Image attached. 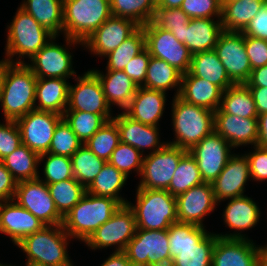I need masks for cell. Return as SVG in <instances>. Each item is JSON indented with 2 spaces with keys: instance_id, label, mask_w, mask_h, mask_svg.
<instances>
[{
  "instance_id": "cell-1",
  "label": "cell",
  "mask_w": 267,
  "mask_h": 266,
  "mask_svg": "<svg viewBox=\"0 0 267 266\" xmlns=\"http://www.w3.org/2000/svg\"><path fill=\"white\" fill-rule=\"evenodd\" d=\"M36 84L37 77L21 59L8 66L0 94L5 120H17L35 109Z\"/></svg>"
},
{
  "instance_id": "cell-2",
  "label": "cell",
  "mask_w": 267,
  "mask_h": 266,
  "mask_svg": "<svg viewBox=\"0 0 267 266\" xmlns=\"http://www.w3.org/2000/svg\"><path fill=\"white\" fill-rule=\"evenodd\" d=\"M110 0H63L67 45L83 43L111 16Z\"/></svg>"
},
{
  "instance_id": "cell-3",
  "label": "cell",
  "mask_w": 267,
  "mask_h": 266,
  "mask_svg": "<svg viewBox=\"0 0 267 266\" xmlns=\"http://www.w3.org/2000/svg\"><path fill=\"white\" fill-rule=\"evenodd\" d=\"M121 204L110 197L86 192L81 200L63 217L62 226L71 237L86 241L111 218Z\"/></svg>"
},
{
  "instance_id": "cell-4",
  "label": "cell",
  "mask_w": 267,
  "mask_h": 266,
  "mask_svg": "<svg viewBox=\"0 0 267 266\" xmlns=\"http://www.w3.org/2000/svg\"><path fill=\"white\" fill-rule=\"evenodd\" d=\"M172 105L176 141L168 144L189 151L215 130L213 111L187 103L179 96L174 97Z\"/></svg>"
},
{
  "instance_id": "cell-5",
  "label": "cell",
  "mask_w": 267,
  "mask_h": 266,
  "mask_svg": "<svg viewBox=\"0 0 267 266\" xmlns=\"http://www.w3.org/2000/svg\"><path fill=\"white\" fill-rule=\"evenodd\" d=\"M136 205L127 204L133 210L137 229L168 230L178 222L176 197L167 190L137 189Z\"/></svg>"
},
{
  "instance_id": "cell-6",
  "label": "cell",
  "mask_w": 267,
  "mask_h": 266,
  "mask_svg": "<svg viewBox=\"0 0 267 266\" xmlns=\"http://www.w3.org/2000/svg\"><path fill=\"white\" fill-rule=\"evenodd\" d=\"M12 21L6 43V56L10 63H15L11 59L16 54L31 59L51 39L56 38L21 7Z\"/></svg>"
},
{
  "instance_id": "cell-7",
  "label": "cell",
  "mask_w": 267,
  "mask_h": 266,
  "mask_svg": "<svg viewBox=\"0 0 267 266\" xmlns=\"http://www.w3.org/2000/svg\"><path fill=\"white\" fill-rule=\"evenodd\" d=\"M71 238L62 224L45 226L25 237L17 246L27 254V261L46 266L64 264L68 259L67 239Z\"/></svg>"
},
{
  "instance_id": "cell-8",
  "label": "cell",
  "mask_w": 267,
  "mask_h": 266,
  "mask_svg": "<svg viewBox=\"0 0 267 266\" xmlns=\"http://www.w3.org/2000/svg\"><path fill=\"white\" fill-rule=\"evenodd\" d=\"M132 266H170L167 230L136 229L125 250Z\"/></svg>"
},
{
  "instance_id": "cell-9",
  "label": "cell",
  "mask_w": 267,
  "mask_h": 266,
  "mask_svg": "<svg viewBox=\"0 0 267 266\" xmlns=\"http://www.w3.org/2000/svg\"><path fill=\"white\" fill-rule=\"evenodd\" d=\"M186 152L187 150L167 142L162 149L143 157L140 174L142 181H140L138 189L168 190L180 158Z\"/></svg>"
},
{
  "instance_id": "cell-10",
  "label": "cell",
  "mask_w": 267,
  "mask_h": 266,
  "mask_svg": "<svg viewBox=\"0 0 267 266\" xmlns=\"http://www.w3.org/2000/svg\"><path fill=\"white\" fill-rule=\"evenodd\" d=\"M145 47L150 56L166 61L182 74L189 72L192 53L174 35L152 21L143 25Z\"/></svg>"
},
{
  "instance_id": "cell-11",
  "label": "cell",
  "mask_w": 267,
  "mask_h": 266,
  "mask_svg": "<svg viewBox=\"0 0 267 266\" xmlns=\"http://www.w3.org/2000/svg\"><path fill=\"white\" fill-rule=\"evenodd\" d=\"M136 229L133 210L128 204L121 205L111 218L102 224L85 243L92 249L116 245L115 251H124L129 241L135 236Z\"/></svg>"
},
{
  "instance_id": "cell-12",
  "label": "cell",
  "mask_w": 267,
  "mask_h": 266,
  "mask_svg": "<svg viewBox=\"0 0 267 266\" xmlns=\"http://www.w3.org/2000/svg\"><path fill=\"white\" fill-rule=\"evenodd\" d=\"M14 201L31 212L46 226L63 223V217L56 209L48 185L39 179L18 182Z\"/></svg>"
},
{
  "instance_id": "cell-13",
  "label": "cell",
  "mask_w": 267,
  "mask_h": 266,
  "mask_svg": "<svg viewBox=\"0 0 267 266\" xmlns=\"http://www.w3.org/2000/svg\"><path fill=\"white\" fill-rule=\"evenodd\" d=\"M62 119V115L36 109L18 118L15 121L22 144L39 155L48 153L55 128Z\"/></svg>"
},
{
  "instance_id": "cell-14",
  "label": "cell",
  "mask_w": 267,
  "mask_h": 266,
  "mask_svg": "<svg viewBox=\"0 0 267 266\" xmlns=\"http://www.w3.org/2000/svg\"><path fill=\"white\" fill-rule=\"evenodd\" d=\"M214 51L234 84H245L248 81L252 68L242 32L224 30L219 36Z\"/></svg>"
},
{
  "instance_id": "cell-15",
  "label": "cell",
  "mask_w": 267,
  "mask_h": 266,
  "mask_svg": "<svg viewBox=\"0 0 267 266\" xmlns=\"http://www.w3.org/2000/svg\"><path fill=\"white\" fill-rule=\"evenodd\" d=\"M212 266H259L260 247L243 234H216Z\"/></svg>"
},
{
  "instance_id": "cell-16",
  "label": "cell",
  "mask_w": 267,
  "mask_h": 266,
  "mask_svg": "<svg viewBox=\"0 0 267 266\" xmlns=\"http://www.w3.org/2000/svg\"><path fill=\"white\" fill-rule=\"evenodd\" d=\"M76 79L77 85H69L68 109L66 111L99 114L107 121L113 119L98 77L90 70Z\"/></svg>"
},
{
  "instance_id": "cell-17",
  "label": "cell",
  "mask_w": 267,
  "mask_h": 266,
  "mask_svg": "<svg viewBox=\"0 0 267 266\" xmlns=\"http://www.w3.org/2000/svg\"><path fill=\"white\" fill-rule=\"evenodd\" d=\"M231 145L215 130L194 145L188 152L196 160L203 182L212 183L224 169Z\"/></svg>"
},
{
  "instance_id": "cell-18",
  "label": "cell",
  "mask_w": 267,
  "mask_h": 266,
  "mask_svg": "<svg viewBox=\"0 0 267 266\" xmlns=\"http://www.w3.org/2000/svg\"><path fill=\"white\" fill-rule=\"evenodd\" d=\"M140 25L135 21L111 15L82 43L95 55L106 56L131 36Z\"/></svg>"
},
{
  "instance_id": "cell-19",
  "label": "cell",
  "mask_w": 267,
  "mask_h": 266,
  "mask_svg": "<svg viewBox=\"0 0 267 266\" xmlns=\"http://www.w3.org/2000/svg\"><path fill=\"white\" fill-rule=\"evenodd\" d=\"M211 183L203 182L176 197L178 222L203 226L202 220L216 207Z\"/></svg>"
},
{
  "instance_id": "cell-20",
  "label": "cell",
  "mask_w": 267,
  "mask_h": 266,
  "mask_svg": "<svg viewBox=\"0 0 267 266\" xmlns=\"http://www.w3.org/2000/svg\"><path fill=\"white\" fill-rule=\"evenodd\" d=\"M221 19L193 18L184 28L171 30L174 37L183 43L192 54L214 50L223 32Z\"/></svg>"
},
{
  "instance_id": "cell-21",
  "label": "cell",
  "mask_w": 267,
  "mask_h": 266,
  "mask_svg": "<svg viewBox=\"0 0 267 266\" xmlns=\"http://www.w3.org/2000/svg\"><path fill=\"white\" fill-rule=\"evenodd\" d=\"M27 66L37 78H63L75 75L72 69V55L61 45L50 40L32 58Z\"/></svg>"
},
{
  "instance_id": "cell-22",
  "label": "cell",
  "mask_w": 267,
  "mask_h": 266,
  "mask_svg": "<svg viewBox=\"0 0 267 266\" xmlns=\"http://www.w3.org/2000/svg\"><path fill=\"white\" fill-rule=\"evenodd\" d=\"M45 226L14 199L0 203V232L9 235L15 245Z\"/></svg>"
},
{
  "instance_id": "cell-23",
  "label": "cell",
  "mask_w": 267,
  "mask_h": 266,
  "mask_svg": "<svg viewBox=\"0 0 267 266\" xmlns=\"http://www.w3.org/2000/svg\"><path fill=\"white\" fill-rule=\"evenodd\" d=\"M250 178L249 161L232 155L218 177L211 183L217 203L225 199L243 196L245 183Z\"/></svg>"
},
{
  "instance_id": "cell-24",
  "label": "cell",
  "mask_w": 267,
  "mask_h": 266,
  "mask_svg": "<svg viewBox=\"0 0 267 266\" xmlns=\"http://www.w3.org/2000/svg\"><path fill=\"white\" fill-rule=\"evenodd\" d=\"M215 131L231 146L253 144L258 140V118H242L227 113H214Z\"/></svg>"
},
{
  "instance_id": "cell-25",
  "label": "cell",
  "mask_w": 267,
  "mask_h": 266,
  "mask_svg": "<svg viewBox=\"0 0 267 266\" xmlns=\"http://www.w3.org/2000/svg\"><path fill=\"white\" fill-rule=\"evenodd\" d=\"M113 120L116 122L120 132V142L136 148L140 153L144 152L143 148H152L153 152H155L167 144L159 143L157 126L135 121L124 112L113 117Z\"/></svg>"
},
{
  "instance_id": "cell-26",
  "label": "cell",
  "mask_w": 267,
  "mask_h": 266,
  "mask_svg": "<svg viewBox=\"0 0 267 266\" xmlns=\"http://www.w3.org/2000/svg\"><path fill=\"white\" fill-rule=\"evenodd\" d=\"M165 92L138 87L124 113L131 119L150 126H157L165 106Z\"/></svg>"
},
{
  "instance_id": "cell-27",
  "label": "cell",
  "mask_w": 267,
  "mask_h": 266,
  "mask_svg": "<svg viewBox=\"0 0 267 266\" xmlns=\"http://www.w3.org/2000/svg\"><path fill=\"white\" fill-rule=\"evenodd\" d=\"M222 93L217 85L193 76L190 72L182 75L179 97L187 103L215 112L220 106Z\"/></svg>"
},
{
  "instance_id": "cell-28",
  "label": "cell",
  "mask_w": 267,
  "mask_h": 266,
  "mask_svg": "<svg viewBox=\"0 0 267 266\" xmlns=\"http://www.w3.org/2000/svg\"><path fill=\"white\" fill-rule=\"evenodd\" d=\"M91 71L98 77L108 105H117L125 110L138 89L136 83L124 71H107L106 75L97 70Z\"/></svg>"
},
{
  "instance_id": "cell-29",
  "label": "cell",
  "mask_w": 267,
  "mask_h": 266,
  "mask_svg": "<svg viewBox=\"0 0 267 266\" xmlns=\"http://www.w3.org/2000/svg\"><path fill=\"white\" fill-rule=\"evenodd\" d=\"M63 78H37L35 101L36 110L64 114L68 105L69 83Z\"/></svg>"
},
{
  "instance_id": "cell-30",
  "label": "cell",
  "mask_w": 267,
  "mask_h": 266,
  "mask_svg": "<svg viewBox=\"0 0 267 266\" xmlns=\"http://www.w3.org/2000/svg\"><path fill=\"white\" fill-rule=\"evenodd\" d=\"M189 72L217 85L222 91L234 85L214 50L192 54Z\"/></svg>"
},
{
  "instance_id": "cell-31",
  "label": "cell",
  "mask_w": 267,
  "mask_h": 266,
  "mask_svg": "<svg viewBox=\"0 0 267 266\" xmlns=\"http://www.w3.org/2000/svg\"><path fill=\"white\" fill-rule=\"evenodd\" d=\"M267 0H231L222 2L223 30L242 32Z\"/></svg>"
},
{
  "instance_id": "cell-32",
  "label": "cell",
  "mask_w": 267,
  "mask_h": 266,
  "mask_svg": "<svg viewBox=\"0 0 267 266\" xmlns=\"http://www.w3.org/2000/svg\"><path fill=\"white\" fill-rule=\"evenodd\" d=\"M20 7L54 37L63 31V0H24Z\"/></svg>"
},
{
  "instance_id": "cell-33",
  "label": "cell",
  "mask_w": 267,
  "mask_h": 266,
  "mask_svg": "<svg viewBox=\"0 0 267 266\" xmlns=\"http://www.w3.org/2000/svg\"><path fill=\"white\" fill-rule=\"evenodd\" d=\"M214 113H227L242 118H258L252 94L245 84H234L223 91L220 106Z\"/></svg>"
},
{
  "instance_id": "cell-34",
  "label": "cell",
  "mask_w": 267,
  "mask_h": 266,
  "mask_svg": "<svg viewBox=\"0 0 267 266\" xmlns=\"http://www.w3.org/2000/svg\"><path fill=\"white\" fill-rule=\"evenodd\" d=\"M223 216L228 227L241 231L258 223L260 210L251 198L243 195L230 200Z\"/></svg>"
},
{
  "instance_id": "cell-35",
  "label": "cell",
  "mask_w": 267,
  "mask_h": 266,
  "mask_svg": "<svg viewBox=\"0 0 267 266\" xmlns=\"http://www.w3.org/2000/svg\"><path fill=\"white\" fill-rule=\"evenodd\" d=\"M182 75L180 71L166 61L151 56L142 87L166 92L167 89L178 86L175 96H179Z\"/></svg>"
},
{
  "instance_id": "cell-36",
  "label": "cell",
  "mask_w": 267,
  "mask_h": 266,
  "mask_svg": "<svg viewBox=\"0 0 267 266\" xmlns=\"http://www.w3.org/2000/svg\"><path fill=\"white\" fill-rule=\"evenodd\" d=\"M40 155L25 145H21L14 152L1 160L6 169L17 182L35 180L39 178L37 167Z\"/></svg>"
},
{
  "instance_id": "cell-37",
  "label": "cell",
  "mask_w": 267,
  "mask_h": 266,
  "mask_svg": "<svg viewBox=\"0 0 267 266\" xmlns=\"http://www.w3.org/2000/svg\"><path fill=\"white\" fill-rule=\"evenodd\" d=\"M127 179V176L121 171L106 162L100 173L86 188V192L96 196L110 197L117 200L121 205H126L128 202L120 197L118 193Z\"/></svg>"
},
{
  "instance_id": "cell-38",
  "label": "cell",
  "mask_w": 267,
  "mask_h": 266,
  "mask_svg": "<svg viewBox=\"0 0 267 266\" xmlns=\"http://www.w3.org/2000/svg\"><path fill=\"white\" fill-rule=\"evenodd\" d=\"M113 16L128 18L143 26L153 20L157 0H110Z\"/></svg>"
},
{
  "instance_id": "cell-39",
  "label": "cell",
  "mask_w": 267,
  "mask_h": 266,
  "mask_svg": "<svg viewBox=\"0 0 267 266\" xmlns=\"http://www.w3.org/2000/svg\"><path fill=\"white\" fill-rule=\"evenodd\" d=\"M203 183L194 157L187 151L179 161L174 176L169 184L168 192L174 197L185 193L190 188Z\"/></svg>"
},
{
  "instance_id": "cell-40",
  "label": "cell",
  "mask_w": 267,
  "mask_h": 266,
  "mask_svg": "<svg viewBox=\"0 0 267 266\" xmlns=\"http://www.w3.org/2000/svg\"><path fill=\"white\" fill-rule=\"evenodd\" d=\"M48 190L54 200L56 209L62 217H65L86 193V188L74 177L48 184Z\"/></svg>"
},
{
  "instance_id": "cell-41",
  "label": "cell",
  "mask_w": 267,
  "mask_h": 266,
  "mask_svg": "<svg viewBox=\"0 0 267 266\" xmlns=\"http://www.w3.org/2000/svg\"><path fill=\"white\" fill-rule=\"evenodd\" d=\"M74 178L87 188L100 173L106 161L84 144L71 156Z\"/></svg>"
},
{
  "instance_id": "cell-42",
  "label": "cell",
  "mask_w": 267,
  "mask_h": 266,
  "mask_svg": "<svg viewBox=\"0 0 267 266\" xmlns=\"http://www.w3.org/2000/svg\"><path fill=\"white\" fill-rule=\"evenodd\" d=\"M145 35L140 26L131 36L123 41L114 51L107 54V71H123L129 61L145 49Z\"/></svg>"
},
{
  "instance_id": "cell-43",
  "label": "cell",
  "mask_w": 267,
  "mask_h": 266,
  "mask_svg": "<svg viewBox=\"0 0 267 266\" xmlns=\"http://www.w3.org/2000/svg\"><path fill=\"white\" fill-rule=\"evenodd\" d=\"M217 237L216 234L207 233L195 247L179 250L170 266H212V253Z\"/></svg>"
},
{
  "instance_id": "cell-44",
  "label": "cell",
  "mask_w": 267,
  "mask_h": 266,
  "mask_svg": "<svg viewBox=\"0 0 267 266\" xmlns=\"http://www.w3.org/2000/svg\"><path fill=\"white\" fill-rule=\"evenodd\" d=\"M171 262L181 249L195 247L207 234L204 227L190 223L176 222L167 230Z\"/></svg>"
},
{
  "instance_id": "cell-45",
  "label": "cell",
  "mask_w": 267,
  "mask_h": 266,
  "mask_svg": "<svg viewBox=\"0 0 267 266\" xmlns=\"http://www.w3.org/2000/svg\"><path fill=\"white\" fill-rule=\"evenodd\" d=\"M120 143V132L116 122L111 119L84 144L97 157L109 161L112 152Z\"/></svg>"
},
{
  "instance_id": "cell-46",
  "label": "cell",
  "mask_w": 267,
  "mask_h": 266,
  "mask_svg": "<svg viewBox=\"0 0 267 266\" xmlns=\"http://www.w3.org/2000/svg\"><path fill=\"white\" fill-rule=\"evenodd\" d=\"M63 119L85 144L107 121L102 115L82 111H65Z\"/></svg>"
},
{
  "instance_id": "cell-47",
  "label": "cell",
  "mask_w": 267,
  "mask_h": 266,
  "mask_svg": "<svg viewBox=\"0 0 267 266\" xmlns=\"http://www.w3.org/2000/svg\"><path fill=\"white\" fill-rule=\"evenodd\" d=\"M82 145L77 135L62 119L55 128L48 153L71 158Z\"/></svg>"
},
{
  "instance_id": "cell-48",
  "label": "cell",
  "mask_w": 267,
  "mask_h": 266,
  "mask_svg": "<svg viewBox=\"0 0 267 266\" xmlns=\"http://www.w3.org/2000/svg\"><path fill=\"white\" fill-rule=\"evenodd\" d=\"M46 156L47 160L43 170L45 179L41 180L39 175L38 179L40 181L48 185L74 177L71 158L52 153H44L40 155L39 161H42Z\"/></svg>"
},
{
  "instance_id": "cell-49",
  "label": "cell",
  "mask_w": 267,
  "mask_h": 266,
  "mask_svg": "<svg viewBox=\"0 0 267 266\" xmlns=\"http://www.w3.org/2000/svg\"><path fill=\"white\" fill-rule=\"evenodd\" d=\"M143 154L136 148L120 142L109 159V163L129 177L132 169H136L141 174L143 164Z\"/></svg>"
},
{
  "instance_id": "cell-50",
  "label": "cell",
  "mask_w": 267,
  "mask_h": 266,
  "mask_svg": "<svg viewBox=\"0 0 267 266\" xmlns=\"http://www.w3.org/2000/svg\"><path fill=\"white\" fill-rule=\"evenodd\" d=\"M181 9L191 18L222 16L221 0H183Z\"/></svg>"
},
{
  "instance_id": "cell-51",
  "label": "cell",
  "mask_w": 267,
  "mask_h": 266,
  "mask_svg": "<svg viewBox=\"0 0 267 266\" xmlns=\"http://www.w3.org/2000/svg\"><path fill=\"white\" fill-rule=\"evenodd\" d=\"M190 17L181 8H156L152 22L164 30L184 28Z\"/></svg>"
},
{
  "instance_id": "cell-52",
  "label": "cell",
  "mask_w": 267,
  "mask_h": 266,
  "mask_svg": "<svg viewBox=\"0 0 267 266\" xmlns=\"http://www.w3.org/2000/svg\"><path fill=\"white\" fill-rule=\"evenodd\" d=\"M0 124V161L22 145L21 135L15 120Z\"/></svg>"
},
{
  "instance_id": "cell-53",
  "label": "cell",
  "mask_w": 267,
  "mask_h": 266,
  "mask_svg": "<svg viewBox=\"0 0 267 266\" xmlns=\"http://www.w3.org/2000/svg\"><path fill=\"white\" fill-rule=\"evenodd\" d=\"M244 45L252 70L267 65V40L244 36Z\"/></svg>"
},
{
  "instance_id": "cell-54",
  "label": "cell",
  "mask_w": 267,
  "mask_h": 266,
  "mask_svg": "<svg viewBox=\"0 0 267 266\" xmlns=\"http://www.w3.org/2000/svg\"><path fill=\"white\" fill-rule=\"evenodd\" d=\"M150 57V53L145 48L142 52L132 58V60L129 61V63L123 70L136 83L138 87L143 86Z\"/></svg>"
},
{
  "instance_id": "cell-55",
  "label": "cell",
  "mask_w": 267,
  "mask_h": 266,
  "mask_svg": "<svg viewBox=\"0 0 267 266\" xmlns=\"http://www.w3.org/2000/svg\"><path fill=\"white\" fill-rule=\"evenodd\" d=\"M254 152L246 155L249 161L250 177L255 181L267 179V148L254 146Z\"/></svg>"
},
{
  "instance_id": "cell-56",
  "label": "cell",
  "mask_w": 267,
  "mask_h": 266,
  "mask_svg": "<svg viewBox=\"0 0 267 266\" xmlns=\"http://www.w3.org/2000/svg\"><path fill=\"white\" fill-rule=\"evenodd\" d=\"M242 33L244 36L267 40V1Z\"/></svg>"
},
{
  "instance_id": "cell-57",
  "label": "cell",
  "mask_w": 267,
  "mask_h": 266,
  "mask_svg": "<svg viewBox=\"0 0 267 266\" xmlns=\"http://www.w3.org/2000/svg\"><path fill=\"white\" fill-rule=\"evenodd\" d=\"M17 183L0 161V202L14 199Z\"/></svg>"
},
{
  "instance_id": "cell-58",
  "label": "cell",
  "mask_w": 267,
  "mask_h": 266,
  "mask_svg": "<svg viewBox=\"0 0 267 266\" xmlns=\"http://www.w3.org/2000/svg\"><path fill=\"white\" fill-rule=\"evenodd\" d=\"M255 102L258 115L267 112V87H248Z\"/></svg>"
},
{
  "instance_id": "cell-59",
  "label": "cell",
  "mask_w": 267,
  "mask_h": 266,
  "mask_svg": "<svg viewBox=\"0 0 267 266\" xmlns=\"http://www.w3.org/2000/svg\"><path fill=\"white\" fill-rule=\"evenodd\" d=\"M245 85L247 87H267V65L253 69Z\"/></svg>"
},
{
  "instance_id": "cell-60",
  "label": "cell",
  "mask_w": 267,
  "mask_h": 266,
  "mask_svg": "<svg viewBox=\"0 0 267 266\" xmlns=\"http://www.w3.org/2000/svg\"><path fill=\"white\" fill-rule=\"evenodd\" d=\"M101 266H132L124 251L113 252Z\"/></svg>"
},
{
  "instance_id": "cell-61",
  "label": "cell",
  "mask_w": 267,
  "mask_h": 266,
  "mask_svg": "<svg viewBox=\"0 0 267 266\" xmlns=\"http://www.w3.org/2000/svg\"><path fill=\"white\" fill-rule=\"evenodd\" d=\"M257 146L267 148V112L258 115Z\"/></svg>"
},
{
  "instance_id": "cell-62",
  "label": "cell",
  "mask_w": 267,
  "mask_h": 266,
  "mask_svg": "<svg viewBox=\"0 0 267 266\" xmlns=\"http://www.w3.org/2000/svg\"><path fill=\"white\" fill-rule=\"evenodd\" d=\"M183 0H157L156 8H181Z\"/></svg>"
},
{
  "instance_id": "cell-63",
  "label": "cell",
  "mask_w": 267,
  "mask_h": 266,
  "mask_svg": "<svg viewBox=\"0 0 267 266\" xmlns=\"http://www.w3.org/2000/svg\"><path fill=\"white\" fill-rule=\"evenodd\" d=\"M10 64L11 63L6 58H5V60L0 61V94H1V90L3 88L6 70Z\"/></svg>"
},
{
  "instance_id": "cell-64",
  "label": "cell",
  "mask_w": 267,
  "mask_h": 266,
  "mask_svg": "<svg viewBox=\"0 0 267 266\" xmlns=\"http://www.w3.org/2000/svg\"><path fill=\"white\" fill-rule=\"evenodd\" d=\"M259 266H267V245L260 247V263Z\"/></svg>"
},
{
  "instance_id": "cell-65",
  "label": "cell",
  "mask_w": 267,
  "mask_h": 266,
  "mask_svg": "<svg viewBox=\"0 0 267 266\" xmlns=\"http://www.w3.org/2000/svg\"><path fill=\"white\" fill-rule=\"evenodd\" d=\"M26 266H46L40 263H36V262H31V261H26Z\"/></svg>"
},
{
  "instance_id": "cell-66",
  "label": "cell",
  "mask_w": 267,
  "mask_h": 266,
  "mask_svg": "<svg viewBox=\"0 0 267 266\" xmlns=\"http://www.w3.org/2000/svg\"><path fill=\"white\" fill-rule=\"evenodd\" d=\"M50 266H73L71 261H68L64 264L50 265Z\"/></svg>"
},
{
  "instance_id": "cell-67",
  "label": "cell",
  "mask_w": 267,
  "mask_h": 266,
  "mask_svg": "<svg viewBox=\"0 0 267 266\" xmlns=\"http://www.w3.org/2000/svg\"><path fill=\"white\" fill-rule=\"evenodd\" d=\"M0 266H11V265H5V264L3 265V264L0 263Z\"/></svg>"
}]
</instances>
